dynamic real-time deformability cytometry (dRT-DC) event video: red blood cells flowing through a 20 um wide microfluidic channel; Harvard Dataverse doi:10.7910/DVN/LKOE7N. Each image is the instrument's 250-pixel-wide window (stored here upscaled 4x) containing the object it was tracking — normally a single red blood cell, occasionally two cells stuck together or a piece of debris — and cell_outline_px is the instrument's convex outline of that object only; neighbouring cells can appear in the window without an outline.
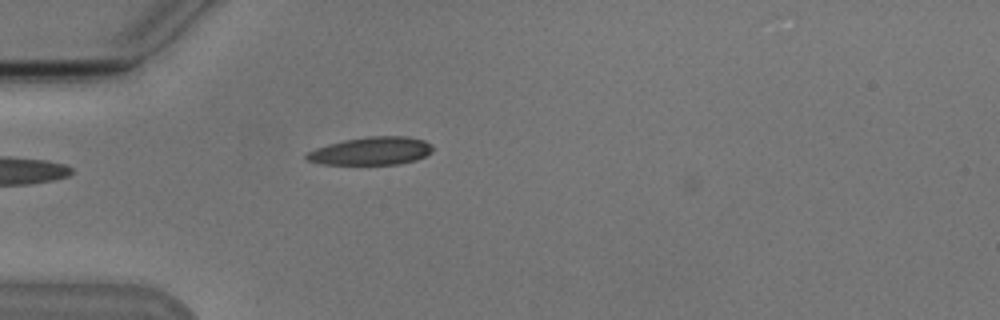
{"species": "Egyptian fruit bat (a non-hibernating species)", "species_latin": "Rousettus aegyptiacus", "temperature_condition": "cold", "stored_images_in_passage": 4, "camera_frame_rate_fps": 3000, "um_per_image_px": 0.085, "animal": {"sex": "male"}, "frame": {"image": 1, "passage_image": 3, "time_ms": 2.333, "image_size_px": [1000, 320], "cell_outline_px": [[432, 152], [416, 160], [396, 164], [324, 164], [308, 160], [304, 156], [308, 152], [316, 148], [328, 144], [344, 140], [368, 136], [408, 136], [424, 140], [432, 144]], "centroid_in_image_um": [31.58, 12.82], "position_along_channel_um": 53.4, "area_um2": 20.46}}